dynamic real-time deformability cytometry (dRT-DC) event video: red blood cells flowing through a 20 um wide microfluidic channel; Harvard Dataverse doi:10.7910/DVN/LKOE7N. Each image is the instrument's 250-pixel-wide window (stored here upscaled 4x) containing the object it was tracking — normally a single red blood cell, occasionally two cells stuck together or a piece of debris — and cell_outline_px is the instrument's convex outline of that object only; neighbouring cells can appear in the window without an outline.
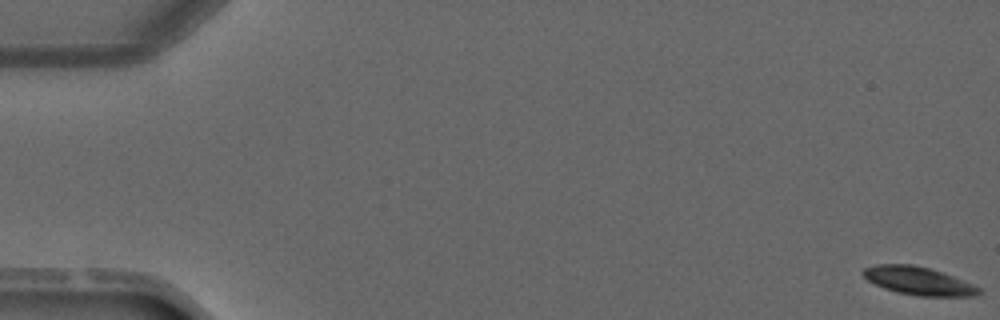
{"species": "common noctule bat (a hibernating species)", "species_latin": "Nyctalus noctula", "temperature_condition": "warm", "stored_images_in_passage": 5, "camera_frame_rate_fps": 3000, "um_per_image_px": 0.085, "animal": {"sex": "male", "forearm_length_mm": 52.5}, "frame": {"image": 1, "passage_image": 1, "time_ms": 0.0, "image_size_px": [1000, 320], "cell_outline_px": [[984, 292], [976, 296], [916, 296], [896, 292], [884, 288], [868, 280], [860, 272], [864, 268], [876, 264], [912, 264], [928, 268], [952, 276], [984, 288]], "centroid_in_image_um": [78.11, 23.89], "position_along_channel_um": 6.9, "area_um2": 19.07}}